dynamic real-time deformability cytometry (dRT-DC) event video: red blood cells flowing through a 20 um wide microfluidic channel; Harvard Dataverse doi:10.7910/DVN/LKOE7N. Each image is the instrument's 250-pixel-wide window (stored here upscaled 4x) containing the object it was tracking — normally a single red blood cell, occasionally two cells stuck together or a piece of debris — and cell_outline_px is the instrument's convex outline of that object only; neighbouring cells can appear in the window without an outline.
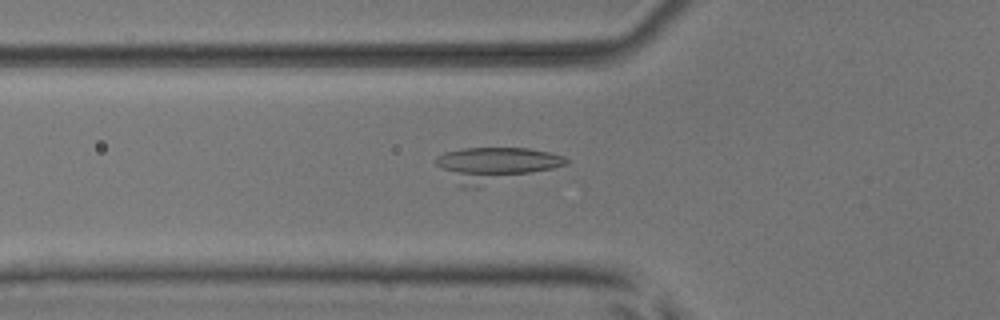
{"species": "common noctule bat (a hibernating species)", "species_latin": "Nyctalus noctula", "temperature_condition": "room temperature", "stored_images_in_passage": 43, "camera_frame_rate_fps": 3000, "um_per_image_px": 0.085, "animal": {"sex": "male", "body_mass_g": 17.9, "forearm_length_mm": 54.2}, "frame": {"image": 1, "passage_image": 21, "time_ms": 6.667, "image_size_px": [1000, 320], "cell_outline_px": [[568, 164], [476, 188], [460, 188], [436, 164], [436, 156], [444, 152], [464, 148], [528, 148], [548, 152], [564, 156], [568, 160]], "centroid_in_image_um": [42.04, 13.99], "position_along_channel_um": 83.8, "area_um2": 26.18}}
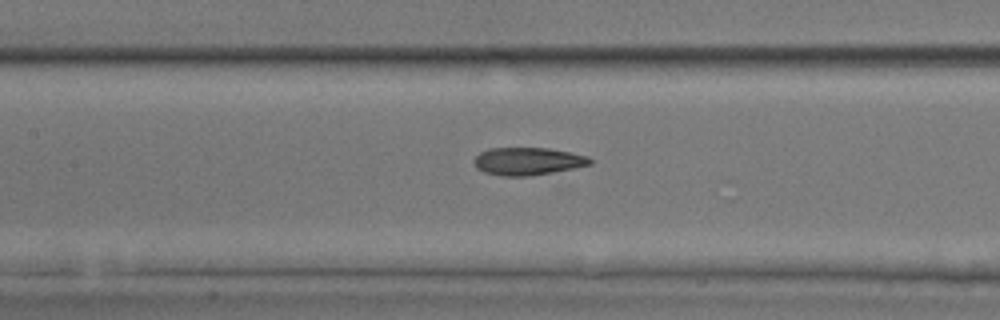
{"frame": {"image": 2, "passage_image": 27, "time_ms": 8.667, "image_size_px": [1000, 320], "cell_outline_px": [[592, 164], [552, 172], [528, 176], [500, 176], [484, 172], [476, 168], [472, 160], [480, 152], [488, 148], [548, 148], [588, 156], [592, 160]], "centroid_in_image_um": [44.81, 13.7], "position_along_channel_um": 162.6, "area_um2": 18.67}}
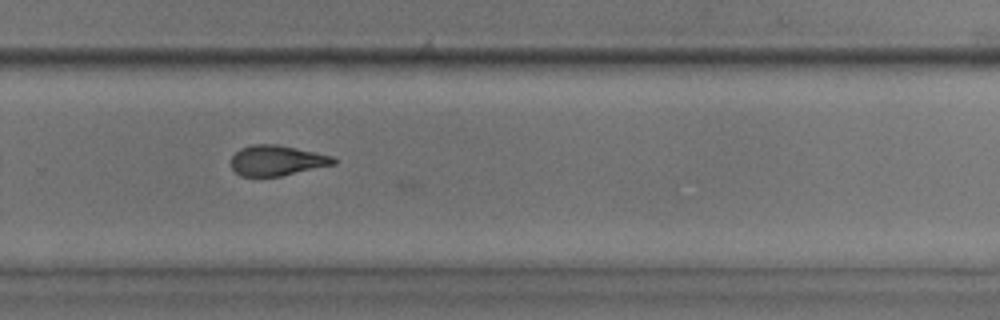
{"frame": {"image": 3, "passage_image": 38, "time_ms": 12.333, "image_size_px": [1000, 320], "cell_outline_px": [[336, 164], [280, 176], [240, 176], [232, 168], [232, 156], [240, 148], [252, 144], [276, 144], [316, 152], [332, 156], [336, 160]], "centroid_in_image_um": [23.53, 13.63], "position_along_channel_um": 306.3, "area_um2": 18.03}}